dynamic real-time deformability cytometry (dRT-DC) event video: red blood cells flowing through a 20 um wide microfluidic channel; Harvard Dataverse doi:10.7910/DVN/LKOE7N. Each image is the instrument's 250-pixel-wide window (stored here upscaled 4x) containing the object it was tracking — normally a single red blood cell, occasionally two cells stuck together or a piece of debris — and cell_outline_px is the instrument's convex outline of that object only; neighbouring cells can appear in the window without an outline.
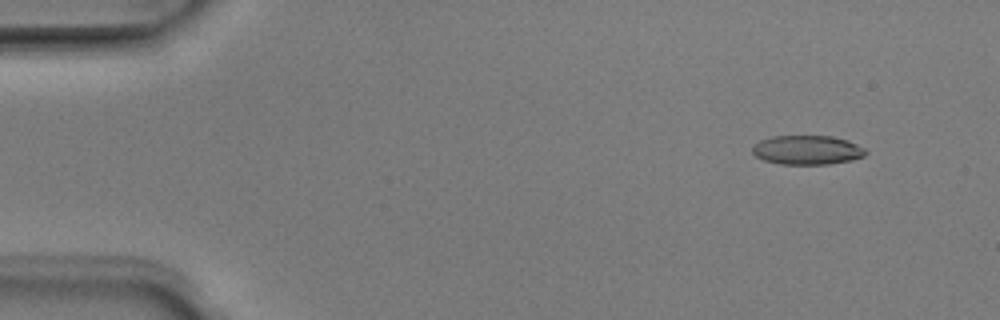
{"species": "Egyptian fruit bat (a non-hibernating species)", "species_latin": "Rousettus aegyptiacus", "temperature_condition": "room temperature", "stored_images_in_passage": 4, "camera_frame_rate_fps": 3000, "um_per_image_px": 0.085, "animal": {"sex": "male"}, "frame": {"image": 1, "passage_image": 1, "time_ms": 0.0, "image_size_px": [1000, 320], "cell_outline_px": [[868, 152], [864, 156], [852, 160], [828, 164], [780, 164], [764, 160], [756, 156], [752, 152], [752, 144], [760, 140], [772, 136], [832, 136], [848, 140], [864, 148]], "centroid_in_image_um": [68.6, 12.74], "position_along_channel_um": 16.4, "area_um2": 19.36}}
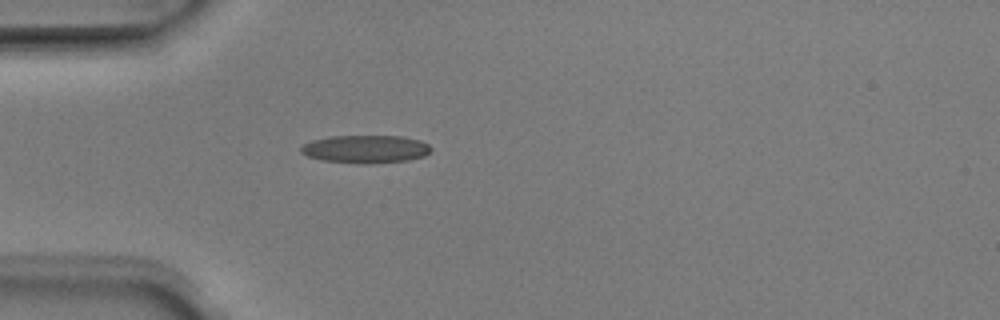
{"frame": {"image": 2, "passage_image": 4, "time_ms": 1.0, "image_size_px": [1000, 320], "cell_outline_px": [[432, 148], [424, 156], [408, 160], [368, 164], [360, 164], [320, 160], [308, 156], [300, 152], [300, 148], [304, 144], [312, 140], [332, 136], [404, 136], [420, 140], [428, 144]], "centroid_in_image_um": [31.07, 12.67], "position_along_channel_um": 53.9, "area_um2": 21.27}}